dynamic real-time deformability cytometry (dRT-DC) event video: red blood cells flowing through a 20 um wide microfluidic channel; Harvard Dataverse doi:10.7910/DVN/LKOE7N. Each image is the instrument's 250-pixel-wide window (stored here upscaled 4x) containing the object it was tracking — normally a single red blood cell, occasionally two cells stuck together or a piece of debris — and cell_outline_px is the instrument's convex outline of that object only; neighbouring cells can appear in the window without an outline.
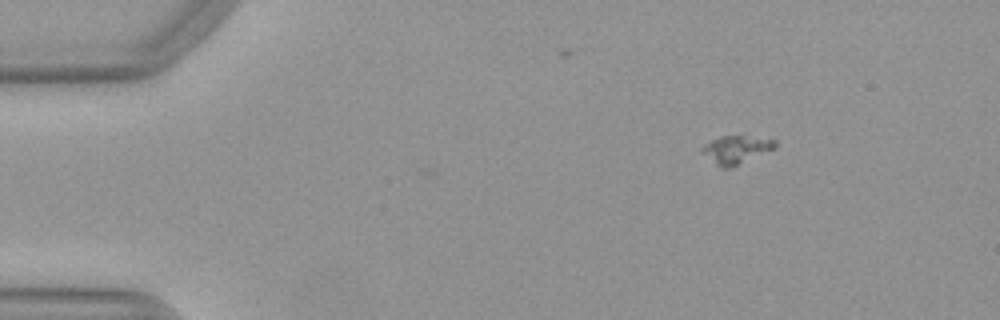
{"species": "Egyptian fruit bat (a non-hibernating species)", "species_latin": "Rousettus aegyptiacus", "temperature_condition": "warm", "stored_images_in_passage": 47, "camera_frame_rate_fps": 3000, "um_per_image_px": 0.085, "animal": {"sex": "female"}, "frame": {"image": 1, "passage_image": 2, "time_ms": 0.333, "image_size_px": [1000, 320], "cell_outline_px": [[776, 148], [728, 168], [720, 168], [700, 152], [700, 148], [704, 144], [720, 136], [744, 136], [776, 140]], "centroid_in_image_um": [62.52, 12.71], "position_along_channel_um": 22.5, "area_um2": 11.73}}
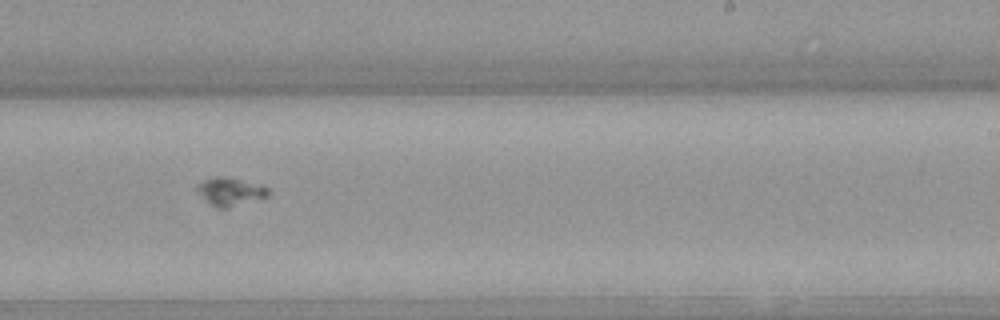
{"frame": {"image": 2, "passage_image": 27, "time_ms": 8.667, "image_size_px": [1000, 320], "cell_outline_px": [[268, 196], [228, 208], [216, 208], [196, 188], [196, 184], [204, 180], [216, 176], [220, 176], [240, 180], [268, 188]], "centroid_in_image_um": [19.56, 16.29], "position_along_channel_um": 269.4, "area_um2": 11.04}}
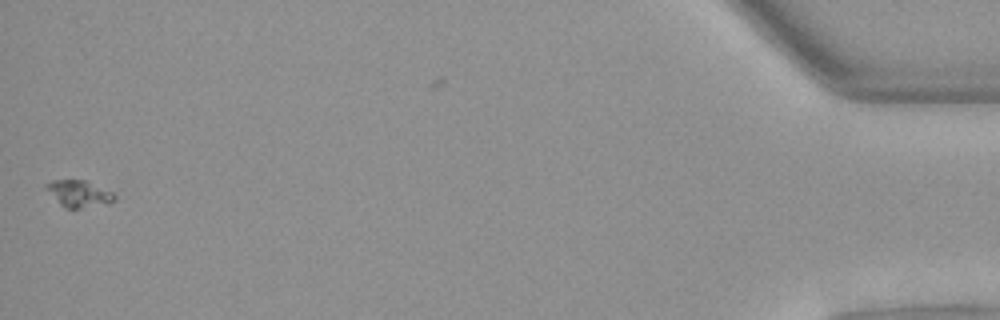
{"frame": {"image": 3, "passage_image": 46, "time_ms": 15.0, "image_size_px": [1000, 320], "cell_outline_px": [[116, 200], [108, 204], [80, 208], [64, 208], [44, 188], [44, 184], [52, 180], [84, 180], [112, 192], [116, 196]], "centroid_in_image_um": [6.69, 16.47], "position_along_channel_um": 428.5, "area_um2": 10.64}}